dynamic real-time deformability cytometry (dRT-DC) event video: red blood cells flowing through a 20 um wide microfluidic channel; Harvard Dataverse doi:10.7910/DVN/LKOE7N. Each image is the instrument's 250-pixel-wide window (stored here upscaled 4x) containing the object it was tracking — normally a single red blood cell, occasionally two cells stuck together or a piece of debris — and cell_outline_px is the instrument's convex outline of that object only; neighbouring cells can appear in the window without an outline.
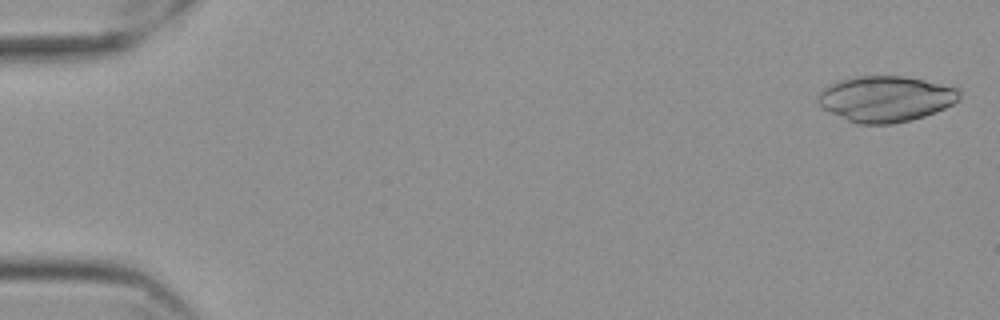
{"species": "Egyptian fruit bat (a non-hibernating species)", "species_latin": "Rousettus aegyptiacus", "temperature_condition": "cold", "stored_images_in_passage": 57, "camera_frame_rate_fps": 3000, "um_per_image_px": 0.085, "frame": {"image": 1, "passage_image": 2, "time_ms": 0.333, "image_size_px": [1000, 320], "cell_outline_px": [[960, 100], [936, 112], [912, 120], [892, 124], [856, 124], [820, 108], [816, 100], [816, 96], [828, 84], [836, 80], [856, 76], [904, 76], [924, 80], [960, 88]], "centroid_in_image_um": [75.25, 8.4], "position_along_channel_um": 9.8, "area_um2": 38.26}}